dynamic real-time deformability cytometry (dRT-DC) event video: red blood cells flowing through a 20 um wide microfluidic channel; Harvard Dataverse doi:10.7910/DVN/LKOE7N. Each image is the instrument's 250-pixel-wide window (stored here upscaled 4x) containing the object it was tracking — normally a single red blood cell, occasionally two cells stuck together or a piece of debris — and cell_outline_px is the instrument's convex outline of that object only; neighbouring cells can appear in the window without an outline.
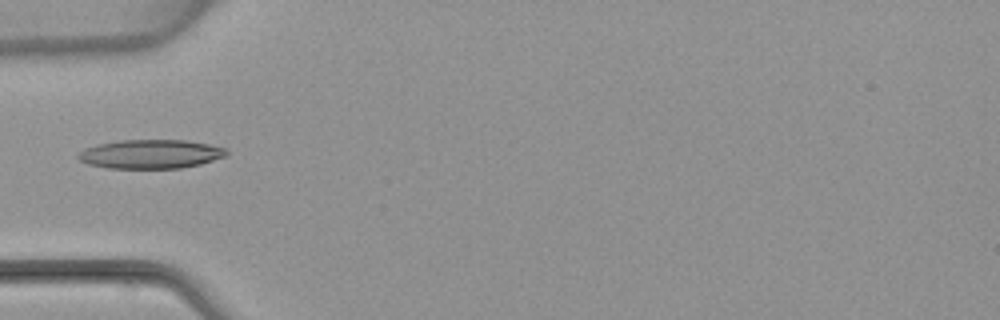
{"species": "common noctule bat (a hibernating species)", "species_latin": "Nyctalus noctula", "temperature_condition": "warm", "stored_images_in_passage": 4, "camera_frame_rate_fps": 3000, "um_per_image_px": 0.085, "animal": {"sex": "female", "body_mass_g": 22.7, "forearm_length_mm": 54.2}, "frame": {"image": 1, "passage_image": 4, "time_ms": 5.0, "image_size_px": [1000, 320], "cell_outline_px": [[228, 156], [200, 164], [180, 168], [108, 168], [88, 164], [80, 160], [76, 156], [84, 148], [96, 144], [120, 140], [184, 140], [208, 144], [228, 148]], "centroid_in_image_um": [12.82, 13.09], "position_along_channel_um": 72.2, "area_um2": 25.14}}